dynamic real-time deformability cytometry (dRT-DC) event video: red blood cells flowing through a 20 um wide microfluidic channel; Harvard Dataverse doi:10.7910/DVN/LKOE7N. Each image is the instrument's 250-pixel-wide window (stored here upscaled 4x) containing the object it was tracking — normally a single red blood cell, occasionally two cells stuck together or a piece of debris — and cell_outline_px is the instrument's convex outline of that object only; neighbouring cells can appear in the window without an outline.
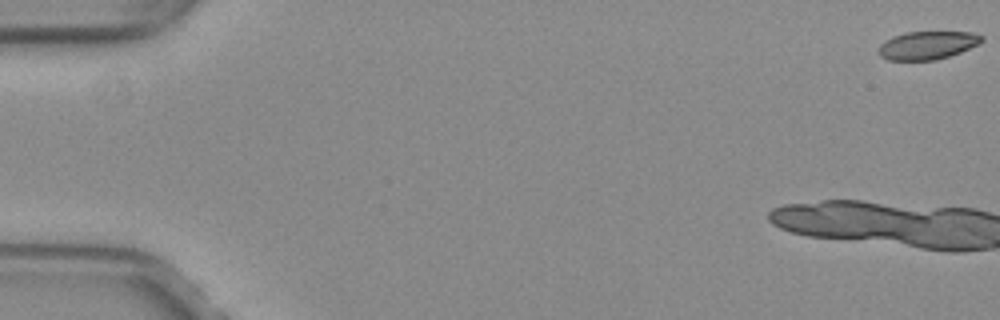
{"species": "common noctule bat (a hibernating species)", "species_latin": "Nyctalus noctula", "temperature_condition": "warm", "stored_images_in_passage": 13, "camera_frame_rate_fps": 3000, "um_per_image_px": 0.085, "animal": {"sex": "female", "body_mass_g": 29.2, "forearm_length_mm": 56.3}, "frame": {"image": 1, "passage_image": 1, "time_ms": 0.0, "image_size_px": [1000, 320], "cell_outline_px": [[984, 40], [960, 52], [936, 60], [888, 60], [880, 56], [880, 44], [892, 36], [904, 32], [972, 32], [984, 36]], "centroid_in_image_um": [78.82, 3.84], "position_along_channel_um": 6.2, "area_um2": 16.76}}